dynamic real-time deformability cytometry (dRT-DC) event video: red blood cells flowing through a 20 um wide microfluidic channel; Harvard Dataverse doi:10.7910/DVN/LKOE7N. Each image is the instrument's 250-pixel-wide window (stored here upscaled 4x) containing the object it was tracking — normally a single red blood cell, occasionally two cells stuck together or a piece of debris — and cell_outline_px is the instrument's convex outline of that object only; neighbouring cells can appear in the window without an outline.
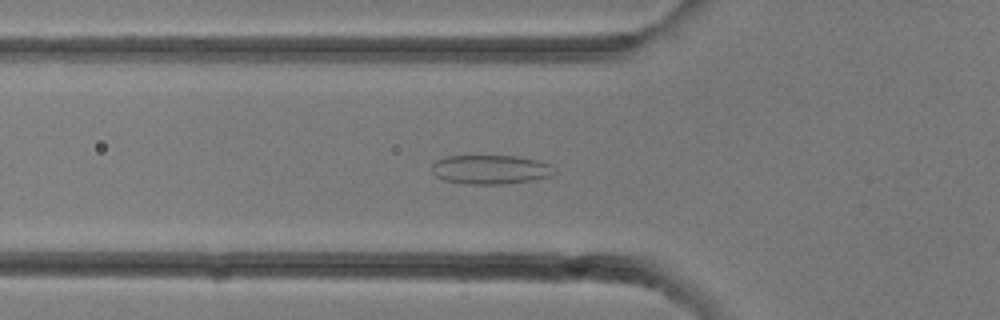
{"species": "common noctule bat (a hibernating species)", "species_latin": "Nyctalus noctula", "temperature_condition": "room temperature", "stored_images_in_passage": 29, "camera_frame_rate_fps": 3000, "um_per_image_px": 0.085, "animal": {"sex": "female"}, "frame": {"image": 1, "passage_image": 10, "time_ms": 3.0, "image_size_px": [1000, 320], "cell_outline_px": [[552, 172], [548, 176], [536, 180], [500, 184], [464, 184], [444, 180], [436, 176], [432, 172], [432, 164], [436, 160], [444, 156], [516, 156], [540, 160], [552, 164]], "centroid_in_image_um": [41.66, 14.4], "position_along_channel_um": 84.1, "area_um2": 20.87}}
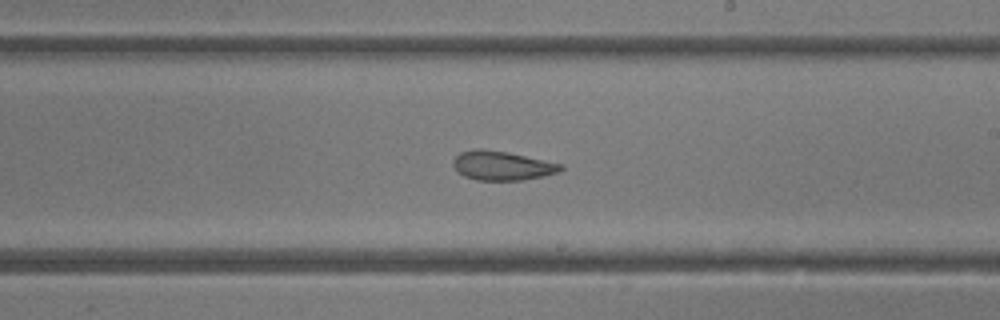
{"frame": {"image": 2, "passage_image": 17, "time_ms": 5.333, "image_size_px": [1000, 320], "cell_outline_px": [[564, 168], [560, 172], [544, 176], [524, 180], [476, 180], [464, 176], [456, 172], [452, 164], [452, 160], [460, 152], [476, 148], [484, 148], [508, 152], [564, 164]], "centroid_in_image_um": [42.67, 14.07], "position_along_channel_um": 246.3, "area_um2": 18.67}}
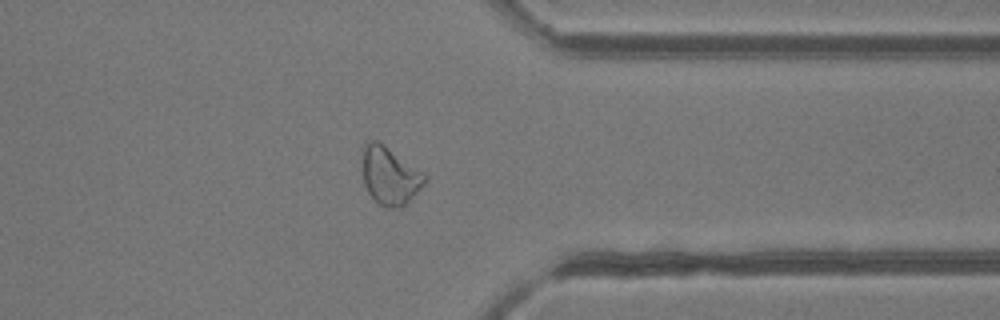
{"frame": {"image": 3, "passage_image": 23, "time_ms": 7.333, "image_size_px": [1000, 320], "cell_outline_px": [[428, 180], [400, 208], [388, 208], [380, 204], [368, 192], [364, 184], [364, 144], [368, 140], [376, 140], [384, 144], [424, 172], [428, 176]], "centroid_in_image_um": [33.17, 14.92], "position_along_channel_um": 378.2, "area_um2": 20.69}}